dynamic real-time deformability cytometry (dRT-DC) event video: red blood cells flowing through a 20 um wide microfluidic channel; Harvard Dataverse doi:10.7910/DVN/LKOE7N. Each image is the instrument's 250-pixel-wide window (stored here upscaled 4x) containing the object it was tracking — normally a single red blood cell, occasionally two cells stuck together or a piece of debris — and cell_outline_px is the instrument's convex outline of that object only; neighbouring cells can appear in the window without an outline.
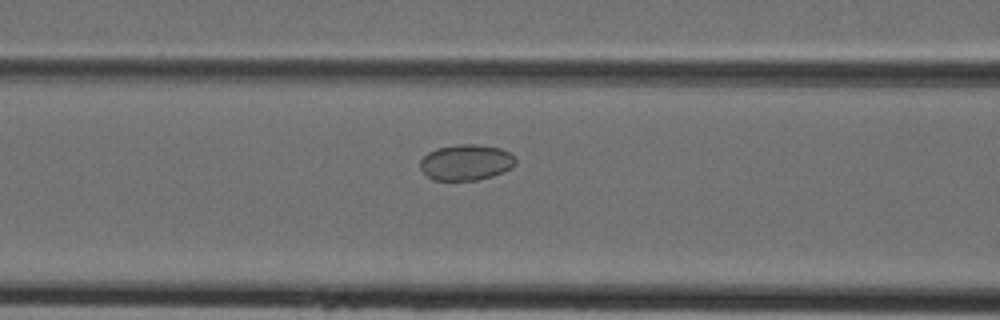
{"species": "Egyptian fruit bat (a non-hibernating species)", "species_latin": "Rousettus aegyptiacus", "temperature_condition": "cold", "stored_images_in_passage": 42, "camera_frame_rate_fps": 3000, "um_per_image_px": 0.085, "animal": {"sex": "female"}, "frame": {"image": 1, "passage_image": 16, "time_ms": 5.0, "image_size_px": [1000, 320], "cell_outline_px": [[516, 164], [512, 168], [504, 172], [492, 176], [476, 180], [432, 180], [420, 168], [420, 160], [428, 152], [436, 148], [460, 144], [476, 144], [500, 148], [508, 152], [516, 160]], "centroid_in_image_um": [39.61, 13.8], "position_along_channel_um": 127.0, "area_um2": 19.94}}
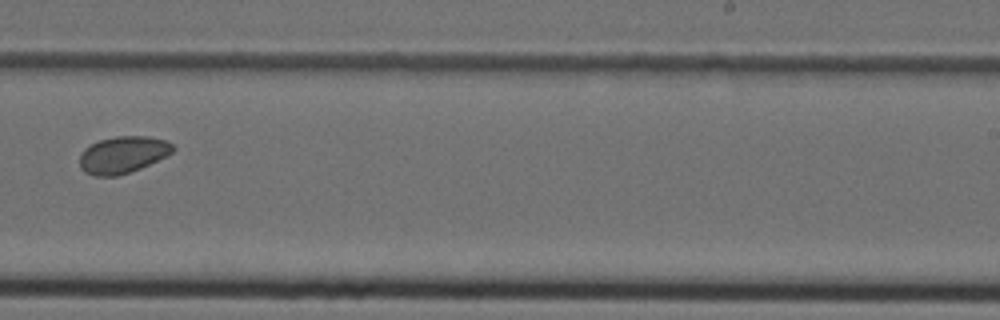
{"frame": {"image": 2, "passage_image": 26, "time_ms": 8.333, "image_size_px": [1000, 320], "cell_outline_px": [[176, 148], [172, 152], [140, 168], [116, 176], [92, 176], [84, 172], [80, 168], [80, 156], [84, 148], [100, 140], [116, 136], [148, 136], [164, 140], [172, 144]], "centroid_in_image_um": [10.4, 13.15], "position_along_channel_um": 278.6, "area_um2": 19.83}}
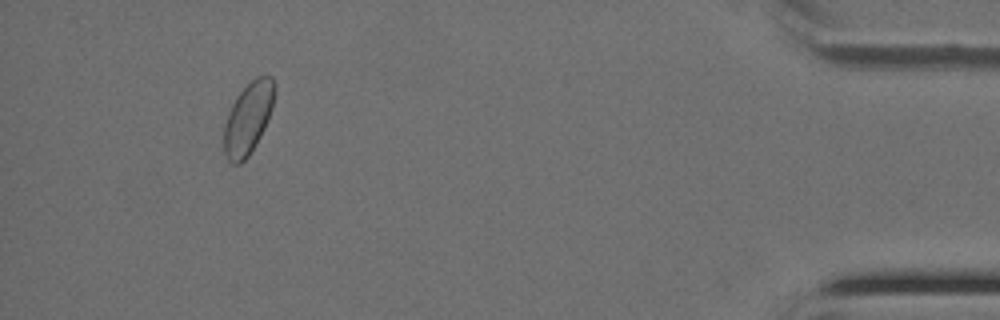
{"frame": {"image": 3, "passage_image": 39, "time_ms": 12.667, "image_size_px": [1000, 320], "cell_outline_px": [[272, 108], [264, 128], [256, 144], [248, 156], [240, 164], [232, 164], [228, 160], [224, 152], [224, 124], [228, 112], [236, 96], [256, 76], [272, 76]], "centroid_in_image_um": [21.04, 10.1], "position_along_channel_um": 414.2, "area_um2": 20.63}}